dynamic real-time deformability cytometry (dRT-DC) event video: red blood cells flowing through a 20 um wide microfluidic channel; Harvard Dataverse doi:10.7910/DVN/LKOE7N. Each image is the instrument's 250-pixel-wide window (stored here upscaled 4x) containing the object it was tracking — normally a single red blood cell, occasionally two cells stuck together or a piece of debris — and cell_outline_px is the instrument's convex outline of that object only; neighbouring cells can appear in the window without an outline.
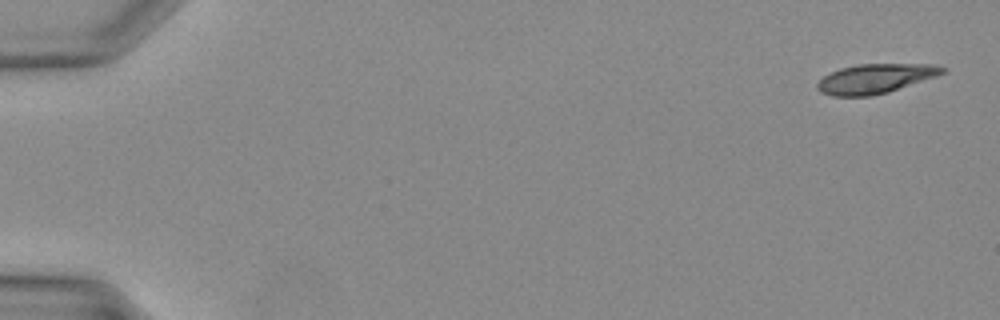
{"species": "Egyptian fruit bat (a non-hibernating species)", "species_latin": "Rousettus aegyptiacus", "temperature_condition": "warm", "stored_images_in_passage": 38, "camera_frame_rate_fps": 3000, "um_per_image_px": 0.085, "animal": {"sex": "female"}, "frame": {"image": 1, "passage_image": 1, "time_ms": 0.0, "image_size_px": [1000, 320], "cell_outline_px": [[948, 68], [944, 72], [936, 76], [888, 92], [872, 96], [832, 96], [820, 92], [816, 88], [816, 84], [824, 76], [840, 68], [860, 64], [932, 64]], "centroid_in_image_um": [74.39, 6.68], "position_along_channel_um": 10.6, "area_um2": 21.39}}
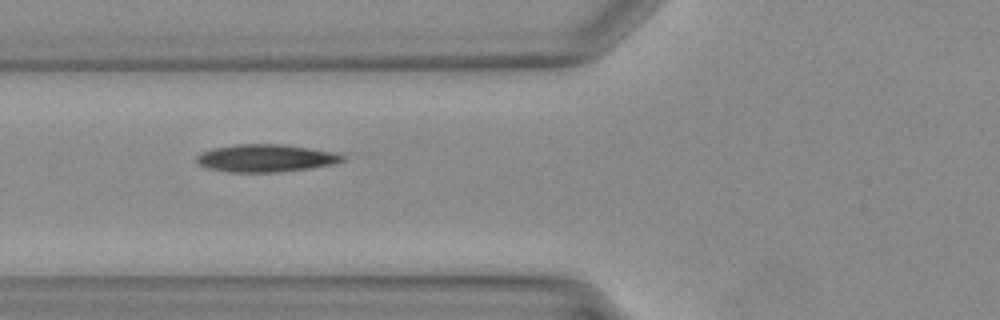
{"frame": {"image": 2, "passage_image": 15, "time_ms": 4.667, "image_size_px": [1000, 320], "cell_outline_px": [[344, 160], [336, 164], [280, 172], [228, 172], [208, 168], [200, 164], [196, 160], [196, 156], [200, 152], [212, 148], [236, 144], [284, 144], [312, 148], [332, 152], [344, 156]], "centroid_in_image_um": [22.57, 13.44], "position_along_channel_um": 103.2, "area_um2": 23.52}}
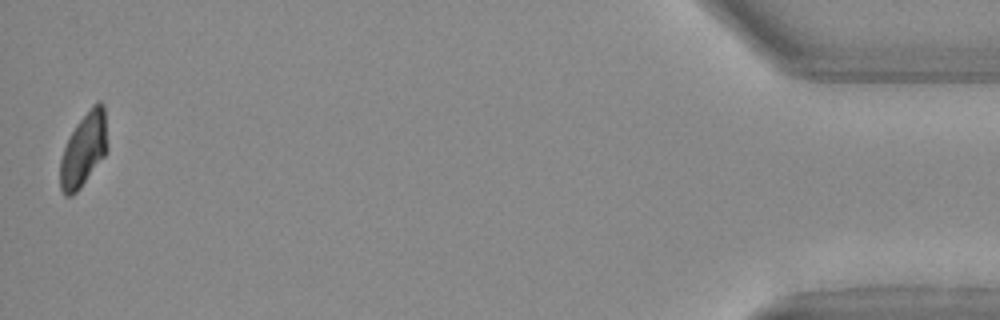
{"frame": {"image": 3, "passage_image": 38, "time_ms": 12.333, "image_size_px": [1000, 320], "cell_outline_px": [[108, 148], [104, 156], [80, 188], [72, 196], [64, 196], [60, 188], [60, 160], [64, 148], [76, 124], [92, 104], [96, 100], [100, 100], [104, 104], [108, 144]], "centroid_in_image_um": [7.13, 12.69], "position_along_channel_um": 428.1, "area_um2": 20.4}}